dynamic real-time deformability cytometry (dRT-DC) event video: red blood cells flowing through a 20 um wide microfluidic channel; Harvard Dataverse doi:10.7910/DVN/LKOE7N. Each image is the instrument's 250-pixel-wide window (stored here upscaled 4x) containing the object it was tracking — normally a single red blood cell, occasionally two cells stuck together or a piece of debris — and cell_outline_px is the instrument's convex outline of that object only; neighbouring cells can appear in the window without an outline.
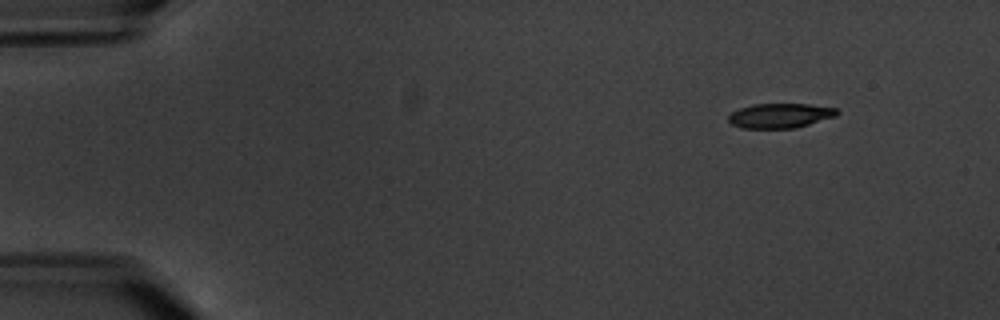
{"species": "common noctule bat (a hibernating species)", "species_latin": "Nyctalus noctula", "temperature_condition": "warm", "stored_images_in_passage": 11, "camera_frame_rate_fps": 3000, "um_per_image_px": 0.085, "animal": {"sex": "male", "body_mass_g": 20.1, "forearm_length_mm": 53.5}, "frame": {"image": 1, "passage_image": 2, "time_ms": 2.0, "image_size_px": [1000, 320], "cell_outline_px": [[840, 112], [836, 116], [796, 128], [740, 128], [732, 124], [728, 120], [728, 116], [732, 112], [740, 108], [752, 104], [808, 104], [836, 108]], "centroid_in_image_um": [66.31, 9.83], "position_along_channel_um": 18.7, "area_um2": 15.61}}
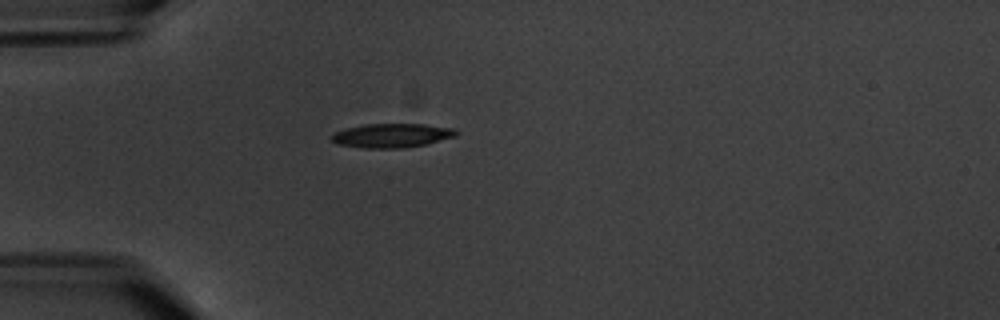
{"frame": {"image": 2, "passage_image": 5, "time_ms": 5.667, "image_size_px": [1000, 320], "cell_outline_px": [[460, 132], [456, 136], [428, 144], [404, 148], [364, 148], [336, 144], [332, 140], [332, 136], [336, 132], [348, 128], [364, 124], [424, 124], [452, 128]], "centroid_in_image_um": [33.35, 11.52], "position_along_channel_um": 51.7, "area_um2": 17.46}}